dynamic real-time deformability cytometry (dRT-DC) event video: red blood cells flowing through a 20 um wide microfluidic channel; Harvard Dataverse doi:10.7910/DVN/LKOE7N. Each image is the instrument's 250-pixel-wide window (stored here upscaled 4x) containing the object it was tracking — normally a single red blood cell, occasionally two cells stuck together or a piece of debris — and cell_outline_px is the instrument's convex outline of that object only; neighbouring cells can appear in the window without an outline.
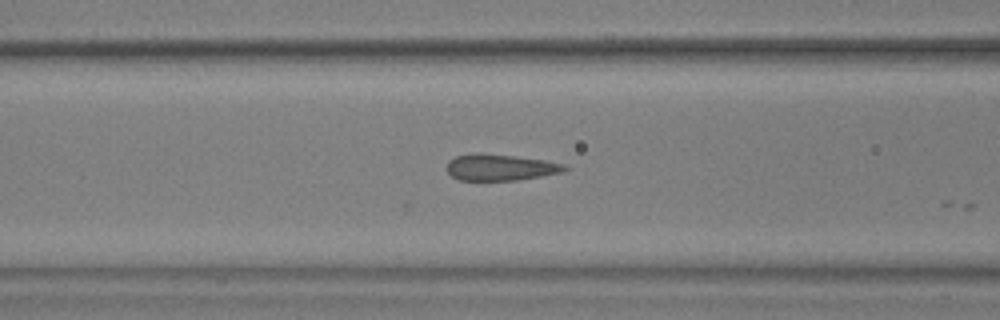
{"species": "common noctule bat (a hibernating species)", "species_latin": "Nyctalus noctula", "temperature_condition": "warm", "stored_images_in_passage": 14, "camera_frame_rate_fps": 3000, "um_per_image_px": 0.085, "animal": {"sex": "male", "body_mass_g": 17.9, "forearm_length_mm": 54.2}, "frame": {"image": 1, "passage_image": 6, "time_ms": 1.667, "image_size_px": [1000, 320], "cell_outline_px": [[568, 168], [564, 172], [516, 180], [460, 180], [452, 176], [448, 172], [448, 160], [456, 156], [476, 152], [480, 152], [516, 156], [544, 160], [564, 164]], "centroid_in_image_um": [42.52, 14.21], "position_along_channel_um": 124.1, "area_um2": 18.09}}